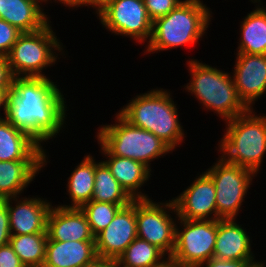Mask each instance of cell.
<instances>
[{
	"label": "cell",
	"mask_w": 266,
	"mask_h": 267,
	"mask_svg": "<svg viewBox=\"0 0 266 267\" xmlns=\"http://www.w3.org/2000/svg\"><path fill=\"white\" fill-rule=\"evenodd\" d=\"M48 77H14L6 119L40 146L60 132L66 119L64 95Z\"/></svg>",
	"instance_id": "1"
},
{
	"label": "cell",
	"mask_w": 266,
	"mask_h": 267,
	"mask_svg": "<svg viewBox=\"0 0 266 267\" xmlns=\"http://www.w3.org/2000/svg\"><path fill=\"white\" fill-rule=\"evenodd\" d=\"M170 96L163 88L153 89L135 96L119 114L131 125L153 133L174 150L185 136L176 104Z\"/></svg>",
	"instance_id": "2"
},
{
	"label": "cell",
	"mask_w": 266,
	"mask_h": 267,
	"mask_svg": "<svg viewBox=\"0 0 266 267\" xmlns=\"http://www.w3.org/2000/svg\"><path fill=\"white\" fill-rule=\"evenodd\" d=\"M210 8L200 0H183L166 16L152 23V34L145 52L168 50L198 42L210 22Z\"/></svg>",
	"instance_id": "3"
},
{
	"label": "cell",
	"mask_w": 266,
	"mask_h": 267,
	"mask_svg": "<svg viewBox=\"0 0 266 267\" xmlns=\"http://www.w3.org/2000/svg\"><path fill=\"white\" fill-rule=\"evenodd\" d=\"M249 109L226 121V133L219 142L222 158L228 163L252 170H260L266 153V116H257Z\"/></svg>",
	"instance_id": "4"
},
{
	"label": "cell",
	"mask_w": 266,
	"mask_h": 267,
	"mask_svg": "<svg viewBox=\"0 0 266 267\" xmlns=\"http://www.w3.org/2000/svg\"><path fill=\"white\" fill-rule=\"evenodd\" d=\"M191 81L186 90L199 99L208 110L225 121L244 114L249 108L239 98L232 76L197 60L187 61Z\"/></svg>",
	"instance_id": "5"
},
{
	"label": "cell",
	"mask_w": 266,
	"mask_h": 267,
	"mask_svg": "<svg viewBox=\"0 0 266 267\" xmlns=\"http://www.w3.org/2000/svg\"><path fill=\"white\" fill-rule=\"evenodd\" d=\"M116 124L101 126L97 139L110 155L138 161L150 169V162L173 151L166 143L153 133L135 127L119 113Z\"/></svg>",
	"instance_id": "6"
},
{
	"label": "cell",
	"mask_w": 266,
	"mask_h": 267,
	"mask_svg": "<svg viewBox=\"0 0 266 267\" xmlns=\"http://www.w3.org/2000/svg\"><path fill=\"white\" fill-rule=\"evenodd\" d=\"M56 37L49 22L37 31L21 33L7 55L13 76L46 77L43 69L55 64L56 50L62 51Z\"/></svg>",
	"instance_id": "7"
},
{
	"label": "cell",
	"mask_w": 266,
	"mask_h": 267,
	"mask_svg": "<svg viewBox=\"0 0 266 267\" xmlns=\"http://www.w3.org/2000/svg\"><path fill=\"white\" fill-rule=\"evenodd\" d=\"M205 172L215 184L217 220L236 219L255 173L222 157Z\"/></svg>",
	"instance_id": "8"
},
{
	"label": "cell",
	"mask_w": 266,
	"mask_h": 267,
	"mask_svg": "<svg viewBox=\"0 0 266 267\" xmlns=\"http://www.w3.org/2000/svg\"><path fill=\"white\" fill-rule=\"evenodd\" d=\"M175 247L172 253L183 267H197L213 257L217 237V220H188L178 218Z\"/></svg>",
	"instance_id": "9"
},
{
	"label": "cell",
	"mask_w": 266,
	"mask_h": 267,
	"mask_svg": "<svg viewBox=\"0 0 266 267\" xmlns=\"http://www.w3.org/2000/svg\"><path fill=\"white\" fill-rule=\"evenodd\" d=\"M166 209L176 212L173 200L159 204L150 198L136 199V230L137 237L171 256L175 247L176 221Z\"/></svg>",
	"instance_id": "10"
},
{
	"label": "cell",
	"mask_w": 266,
	"mask_h": 267,
	"mask_svg": "<svg viewBox=\"0 0 266 267\" xmlns=\"http://www.w3.org/2000/svg\"><path fill=\"white\" fill-rule=\"evenodd\" d=\"M98 16L103 27L116 35L129 36L140 43L151 38L153 21L144 0H111Z\"/></svg>",
	"instance_id": "11"
},
{
	"label": "cell",
	"mask_w": 266,
	"mask_h": 267,
	"mask_svg": "<svg viewBox=\"0 0 266 267\" xmlns=\"http://www.w3.org/2000/svg\"><path fill=\"white\" fill-rule=\"evenodd\" d=\"M136 199L121 207L110 224L95 237L99 259L116 262L136 239Z\"/></svg>",
	"instance_id": "12"
},
{
	"label": "cell",
	"mask_w": 266,
	"mask_h": 267,
	"mask_svg": "<svg viewBox=\"0 0 266 267\" xmlns=\"http://www.w3.org/2000/svg\"><path fill=\"white\" fill-rule=\"evenodd\" d=\"M172 200L177 218L217 220L215 184L206 172L196 178L181 195Z\"/></svg>",
	"instance_id": "13"
},
{
	"label": "cell",
	"mask_w": 266,
	"mask_h": 267,
	"mask_svg": "<svg viewBox=\"0 0 266 267\" xmlns=\"http://www.w3.org/2000/svg\"><path fill=\"white\" fill-rule=\"evenodd\" d=\"M233 82L242 102L251 105L266 92V55L237 53Z\"/></svg>",
	"instance_id": "14"
},
{
	"label": "cell",
	"mask_w": 266,
	"mask_h": 267,
	"mask_svg": "<svg viewBox=\"0 0 266 267\" xmlns=\"http://www.w3.org/2000/svg\"><path fill=\"white\" fill-rule=\"evenodd\" d=\"M11 199H16L14 207ZM21 199L18 201L16 196L3 200L9 213L11 235L47 233V218L52 204L38 197Z\"/></svg>",
	"instance_id": "15"
},
{
	"label": "cell",
	"mask_w": 266,
	"mask_h": 267,
	"mask_svg": "<svg viewBox=\"0 0 266 267\" xmlns=\"http://www.w3.org/2000/svg\"><path fill=\"white\" fill-rule=\"evenodd\" d=\"M48 240L95 241L86 215L81 208L52 206L47 218Z\"/></svg>",
	"instance_id": "16"
},
{
	"label": "cell",
	"mask_w": 266,
	"mask_h": 267,
	"mask_svg": "<svg viewBox=\"0 0 266 267\" xmlns=\"http://www.w3.org/2000/svg\"><path fill=\"white\" fill-rule=\"evenodd\" d=\"M26 132L0 119V161H45L42 149Z\"/></svg>",
	"instance_id": "17"
},
{
	"label": "cell",
	"mask_w": 266,
	"mask_h": 267,
	"mask_svg": "<svg viewBox=\"0 0 266 267\" xmlns=\"http://www.w3.org/2000/svg\"><path fill=\"white\" fill-rule=\"evenodd\" d=\"M97 260L95 241L48 240L43 267H86Z\"/></svg>",
	"instance_id": "18"
},
{
	"label": "cell",
	"mask_w": 266,
	"mask_h": 267,
	"mask_svg": "<svg viewBox=\"0 0 266 267\" xmlns=\"http://www.w3.org/2000/svg\"><path fill=\"white\" fill-rule=\"evenodd\" d=\"M213 257L222 260H254L250 237L235 219L217 220Z\"/></svg>",
	"instance_id": "19"
},
{
	"label": "cell",
	"mask_w": 266,
	"mask_h": 267,
	"mask_svg": "<svg viewBox=\"0 0 266 267\" xmlns=\"http://www.w3.org/2000/svg\"><path fill=\"white\" fill-rule=\"evenodd\" d=\"M101 151L108 159L103 162L126 192L133 199H148L147 194L139 190L149 181L151 169L133 159L110 155L102 146Z\"/></svg>",
	"instance_id": "20"
},
{
	"label": "cell",
	"mask_w": 266,
	"mask_h": 267,
	"mask_svg": "<svg viewBox=\"0 0 266 267\" xmlns=\"http://www.w3.org/2000/svg\"><path fill=\"white\" fill-rule=\"evenodd\" d=\"M46 156L45 154V161H0V200L16 196L19 199L21 191L46 165Z\"/></svg>",
	"instance_id": "21"
},
{
	"label": "cell",
	"mask_w": 266,
	"mask_h": 267,
	"mask_svg": "<svg viewBox=\"0 0 266 267\" xmlns=\"http://www.w3.org/2000/svg\"><path fill=\"white\" fill-rule=\"evenodd\" d=\"M41 7L34 0H0V19L22 33L34 32L50 22Z\"/></svg>",
	"instance_id": "22"
},
{
	"label": "cell",
	"mask_w": 266,
	"mask_h": 267,
	"mask_svg": "<svg viewBox=\"0 0 266 267\" xmlns=\"http://www.w3.org/2000/svg\"><path fill=\"white\" fill-rule=\"evenodd\" d=\"M237 53L266 55V8L257 7L241 22Z\"/></svg>",
	"instance_id": "23"
},
{
	"label": "cell",
	"mask_w": 266,
	"mask_h": 267,
	"mask_svg": "<svg viewBox=\"0 0 266 267\" xmlns=\"http://www.w3.org/2000/svg\"><path fill=\"white\" fill-rule=\"evenodd\" d=\"M95 160L92 156H84V160L76 166L68 178V193L72 199L66 208H81L92 199L95 182Z\"/></svg>",
	"instance_id": "24"
},
{
	"label": "cell",
	"mask_w": 266,
	"mask_h": 267,
	"mask_svg": "<svg viewBox=\"0 0 266 267\" xmlns=\"http://www.w3.org/2000/svg\"><path fill=\"white\" fill-rule=\"evenodd\" d=\"M95 182L92 199L98 202L118 204L124 207L134 199L126 192L102 161L95 162Z\"/></svg>",
	"instance_id": "25"
},
{
	"label": "cell",
	"mask_w": 266,
	"mask_h": 267,
	"mask_svg": "<svg viewBox=\"0 0 266 267\" xmlns=\"http://www.w3.org/2000/svg\"><path fill=\"white\" fill-rule=\"evenodd\" d=\"M47 233L11 235L9 244L25 267H43Z\"/></svg>",
	"instance_id": "26"
},
{
	"label": "cell",
	"mask_w": 266,
	"mask_h": 267,
	"mask_svg": "<svg viewBox=\"0 0 266 267\" xmlns=\"http://www.w3.org/2000/svg\"><path fill=\"white\" fill-rule=\"evenodd\" d=\"M164 255L166 254L157 246L136 237L117 259L115 265L116 267H151L161 262Z\"/></svg>",
	"instance_id": "27"
},
{
	"label": "cell",
	"mask_w": 266,
	"mask_h": 267,
	"mask_svg": "<svg viewBox=\"0 0 266 267\" xmlns=\"http://www.w3.org/2000/svg\"><path fill=\"white\" fill-rule=\"evenodd\" d=\"M120 208L118 204L91 200L84 204L81 210L86 215L93 236L96 237L110 224Z\"/></svg>",
	"instance_id": "28"
},
{
	"label": "cell",
	"mask_w": 266,
	"mask_h": 267,
	"mask_svg": "<svg viewBox=\"0 0 266 267\" xmlns=\"http://www.w3.org/2000/svg\"><path fill=\"white\" fill-rule=\"evenodd\" d=\"M22 32L3 19H0V56L7 57L12 46Z\"/></svg>",
	"instance_id": "29"
},
{
	"label": "cell",
	"mask_w": 266,
	"mask_h": 267,
	"mask_svg": "<svg viewBox=\"0 0 266 267\" xmlns=\"http://www.w3.org/2000/svg\"><path fill=\"white\" fill-rule=\"evenodd\" d=\"M182 2V0H144V5L148 16L154 21L157 18L166 16Z\"/></svg>",
	"instance_id": "30"
},
{
	"label": "cell",
	"mask_w": 266,
	"mask_h": 267,
	"mask_svg": "<svg viewBox=\"0 0 266 267\" xmlns=\"http://www.w3.org/2000/svg\"><path fill=\"white\" fill-rule=\"evenodd\" d=\"M11 237L7 205L0 200V247L9 244Z\"/></svg>",
	"instance_id": "31"
},
{
	"label": "cell",
	"mask_w": 266,
	"mask_h": 267,
	"mask_svg": "<svg viewBox=\"0 0 266 267\" xmlns=\"http://www.w3.org/2000/svg\"><path fill=\"white\" fill-rule=\"evenodd\" d=\"M260 263L255 260H222L212 257L206 262L199 264L197 267H252Z\"/></svg>",
	"instance_id": "32"
},
{
	"label": "cell",
	"mask_w": 266,
	"mask_h": 267,
	"mask_svg": "<svg viewBox=\"0 0 266 267\" xmlns=\"http://www.w3.org/2000/svg\"><path fill=\"white\" fill-rule=\"evenodd\" d=\"M0 267H25L10 244L0 247Z\"/></svg>",
	"instance_id": "33"
},
{
	"label": "cell",
	"mask_w": 266,
	"mask_h": 267,
	"mask_svg": "<svg viewBox=\"0 0 266 267\" xmlns=\"http://www.w3.org/2000/svg\"><path fill=\"white\" fill-rule=\"evenodd\" d=\"M111 2V0H68L64 5L69 7L91 6L96 8V13L99 15Z\"/></svg>",
	"instance_id": "34"
},
{
	"label": "cell",
	"mask_w": 266,
	"mask_h": 267,
	"mask_svg": "<svg viewBox=\"0 0 266 267\" xmlns=\"http://www.w3.org/2000/svg\"><path fill=\"white\" fill-rule=\"evenodd\" d=\"M13 78L7 57L0 56V88H12Z\"/></svg>",
	"instance_id": "35"
},
{
	"label": "cell",
	"mask_w": 266,
	"mask_h": 267,
	"mask_svg": "<svg viewBox=\"0 0 266 267\" xmlns=\"http://www.w3.org/2000/svg\"><path fill=\"white\" fill-rule=\"evenodd\" d=\"M11 90L12 88H0V107L3 106L5 116L7 113L8 101ZM0 119H2V116L0 117Z\"/></svg>",
	"instance_id": "36"
},
{
	"label": "cell",
	"mask_w": 266,
	"mask_h": 267,
	"mask_svg": "<svg viewBox=\"0 0 266 267\" xmlns=\"http://www.w3.org/2000/svg\"><path fill=\"white\" fill-rule=\"evenodd\" d=\"M164 257L165 259H163L161 262L151 267H183L174 257L172 256H168L167 258L166 256Z\"/></svg>",
	"instance_id": "37"
},
{
	"label": "cell",
	"mask_w": 266,
	"mask_h": 267,
	"mask_svg": "<svg viewBox=\"0 0 266 267\" xmlns=\"http://www.w3.org/2000/svg\"><path fill=\"white\" fill-rule=\"evenodd\" d=\"M86 267H116V265H115V262L99 259L94 264L86 266Z\"/></svg>",
	"instance_id": "38"
},
{
	"label": "cell",
	"mask_w": 266,
	"mask_h": 267,
	"mask_svg": "<svg viewBox=\"0 0 266 267\" xmlns=\"http://www.w3.org/2000/svg\"><path fill=\"white\" fill-rule=\"evenodd\" d=\"M265 263H262V262H260V263H257V264H255V265H253L252 267H266V265H264Z\"/></svg>",
	"instance_id": "39"
},
{
	"label": "cell",
	"mask_w": 266,
	"mask_h": 267,
	"mask_svg": "<svg viewBox=\"0 0 266 267\" xmlns=\"http://www.w3.org/2000/svg\"><path fill=\"white\" fill-rule=\"evenodd\" d=\"M56 1V0H55ZM57 1H59L60 3H62V4H65L68 0H57Z\"/></svg>",
	"instance_id": "40"
},
{
	"label": "cell",
	"mask_w": 266,
	"mask_h": 267,
	"mask_svg": "<svg viewBox=\"0 0 266 267\" xmlns=\"http://www.w3.org/2000/svg\"><path fill=\"white\" fill-rule=\"evenodd\" d=\"M34 1H36V2H38V3H40L41 4V2H48V0H34Z\"/></svg>",
	"instance_id": "41"
}]
</instances>
